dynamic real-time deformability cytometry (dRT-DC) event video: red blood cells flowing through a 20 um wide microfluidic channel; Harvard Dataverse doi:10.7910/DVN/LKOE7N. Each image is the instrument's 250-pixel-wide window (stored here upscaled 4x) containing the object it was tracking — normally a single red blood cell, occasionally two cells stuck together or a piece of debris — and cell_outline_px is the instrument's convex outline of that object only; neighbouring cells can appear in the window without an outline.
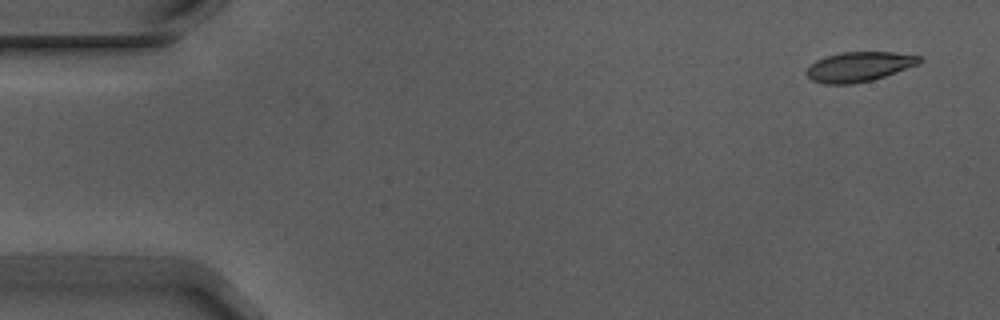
{"species": "Egyptian fruit bat (a non-hibernating species)", "species_latin": "Rousettus aegyptiacus", "temperature_condition": "warm", "stored_images_in_passage": 9, "camera_frame_rate_fps": 3000, "um_per_image_px": 0.085, "animal": {"sex": "male"}, "frame": {"image": 1, "passage_image": 1, "time_ms": 0.0, "image_size_px": [1000, 320], "cell_outline_px": [[920, 64], [872, 80], [852, 84], [824, 84], [812, 80], [804, 72], [816, 60], [840, 52], [892, 52], [920, 56]], "centroid_in_image_um": [73.0, 5.67], "position_along_channel_um": 12.0, "area_um2": 19.42}}
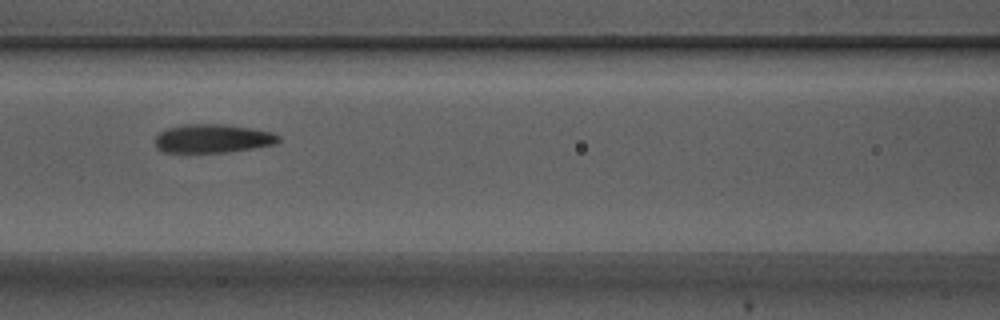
{"frame": {"image": 2, "passage_image": 7, "time_ms": 2.0, "image_size_px": [1000, 320], "cell_outline_px": [[280, 140], [276, 144], [252, 148], [224, 152], [164, 152], [156, 148], [156, 136], [160, 132], [168, 128], [184, 124], [220, 124], [252, 128], [272, 132], [280, 136]], "centroid_in_image_um": [18.09, 11.77], "position_along_channel_um": 148.5, "area_um2": 20.46}}
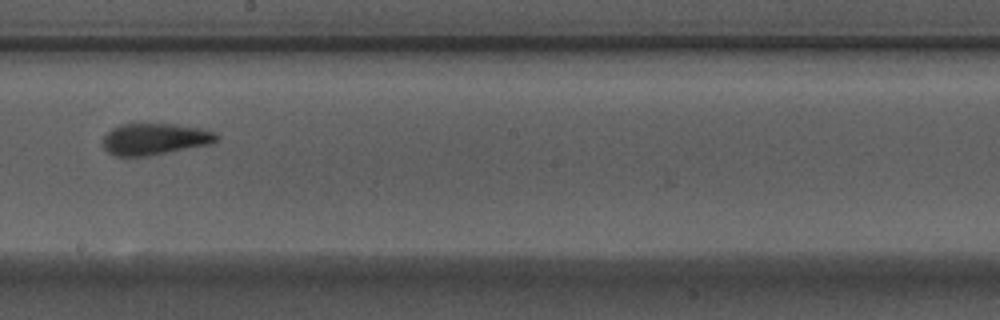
{"frame": {"image": 3, "passage_image": 9, "time_ms": 2.667, "image_size_px": [1000, 320], "cell_outline_px": [[220, 136], [212, 144], [148, 156], [116, 156], [108, 152], [104, 148], [104, 136], [112, 128], [120, 124], [172, 124], [200, 128], [212, 132]], "centroid_in_image_um": [13.16, 11.82], "position_along_channel_um": 235.0, "area_um2": 20.75}}